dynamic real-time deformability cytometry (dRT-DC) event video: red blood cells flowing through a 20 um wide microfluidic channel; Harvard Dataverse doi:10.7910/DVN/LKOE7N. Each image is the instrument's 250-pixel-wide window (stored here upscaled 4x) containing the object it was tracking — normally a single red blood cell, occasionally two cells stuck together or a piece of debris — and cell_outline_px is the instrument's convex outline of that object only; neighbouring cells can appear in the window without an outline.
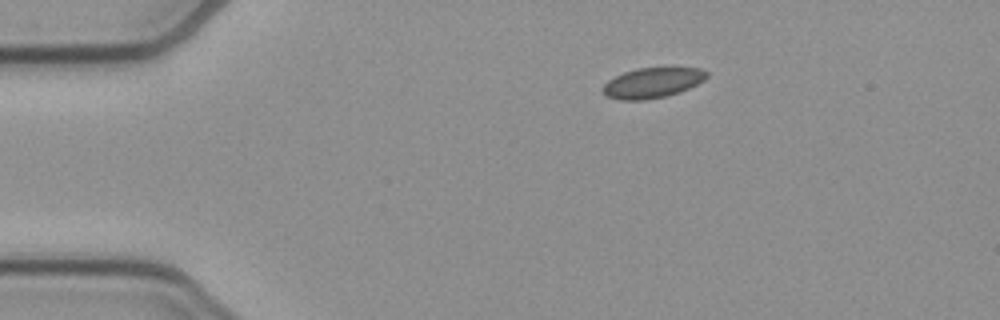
{"species": "common noctule bat (a hibernating species)", "species_latin": "Nyctalus noctula", "temperature_condition": "cold", "stored_images_in_passage": 45, "camera_frame_rate_fps": 3000, "um_per_image_px": 0.085, "animal": {"sex": "female", "body_mass_g": 21.9}, "frame": {"image": 1, "passage_image": 1, "time_ms": 0.0, "image_size_px": [1000, 320], "cell_outline_px": [[708, 76], [704, 80], [680, 92], [664, 96], [644, 100], [620, 100], [608, 96], [600, 92], [600, 88], [608, 80], [624, 72], [636, 68], [668, 64], [700, 68], [708, 72]], "centroid_in_image_um": [55.48, 6.97], "position_along_channel_um": 29.5, "area_um2": 19.19}}
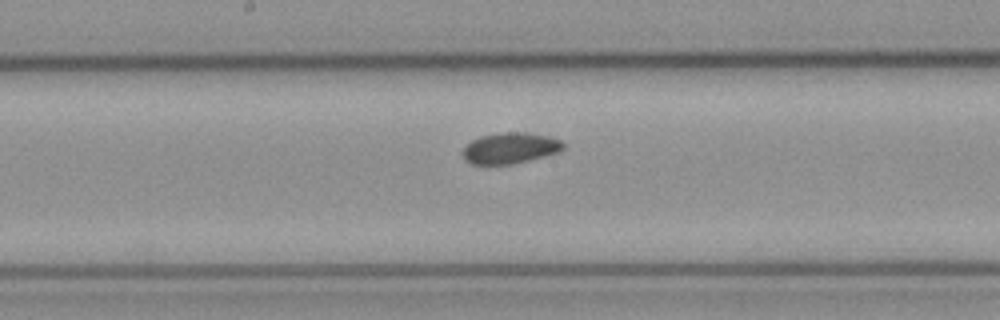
{"frame": {"image": 2, "passage_image": 19, "time_ms": 6.0, "image_size_px": [1000, 320], "cell_outline_px": [[564, 148], [560, 152], [512, 164], [472, 164], [464, 160], [460, 152], [472, 140], [480, 136], [500, 132], [524, 132], [548, 136], [560, 140], [564, 144]], "centroid_in_image_um": [43.34, 12.59], "position_along_channel_um": 204.9, "area_um2": 18.21}}
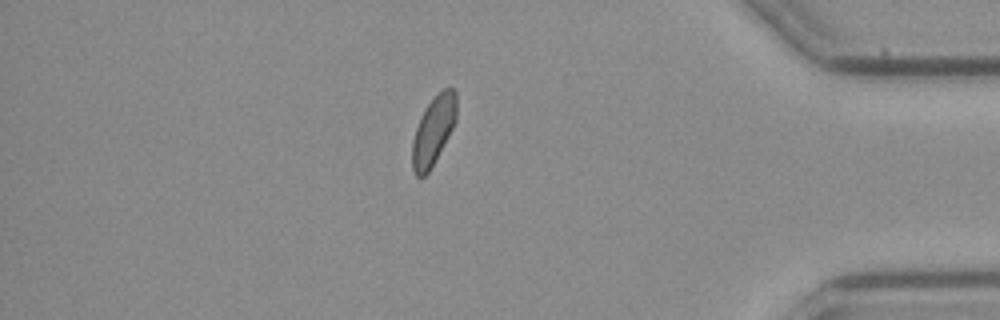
{"frame": {"image": 3, "passage_image": 37, "time_ms": 12.0, "image_size_px": [1000, 320], "cell_outline_px": [[456, 120], [448, 136], [428, 172], [424, 176], [416, 176], [412, 168], [412, 140], [420, 116], [428, 104], [444, 88], [452, 88], [456, 92]], "centroid_in_image_um": [36.82, 11.1], "position_along_channel_um": 398.4, "area_um2": 17.28}, "authors_computed_cell_mechanics": {"area_um2": 18.207, "velocity_mm_per_s": 3.8453, "shape_relaxation_time_tau1_ms": null, "shape_relaxation_time_tau2_ms": 5.1098, "deformation_change_tau1": null, "deformation_change_tau2": 0.0754}}